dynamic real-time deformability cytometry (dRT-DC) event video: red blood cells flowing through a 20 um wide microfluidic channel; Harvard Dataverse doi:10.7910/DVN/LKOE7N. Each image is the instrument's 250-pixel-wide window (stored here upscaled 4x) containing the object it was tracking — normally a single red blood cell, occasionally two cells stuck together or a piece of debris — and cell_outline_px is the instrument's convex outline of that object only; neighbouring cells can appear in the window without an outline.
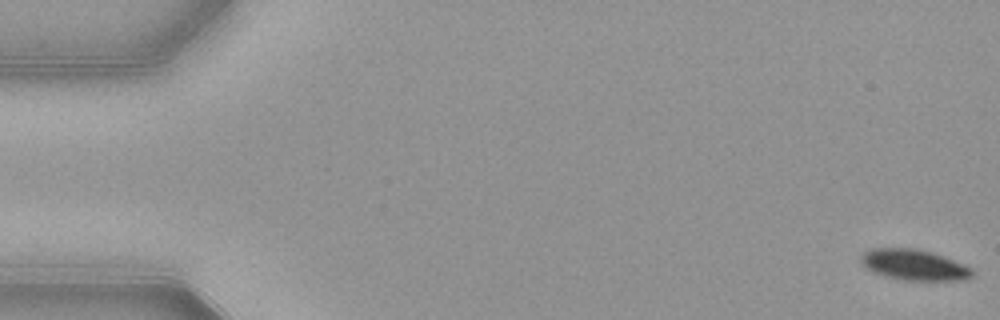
{"species": "common noctule bat (a hibernating species)", "species_latin": "Nyctalus noctula", "temperature_condition": "warm", "stored_images_in_passage": 9, "camera_frame_rate_fps": 3000, "um_per_image_px": 0.085, "animal": {"sex": "female", "body_mass_g": 21.9}, "frame": {"image": 1, "passage_image": 1, "time_ms": 0.0, "image_size_px": [1000, 320], "cell_outline_px": [[976, 276], [968, 280], [904, 280], [884, 276], [860, 264], [860, 256], [868, 248], [916, 248], [932, 252], [964, 264], [972, 268]], "centroid_in_image_um": [77.73, 22.51], "position_along_channel_um": 7.3, "area_um2": 20.17}}